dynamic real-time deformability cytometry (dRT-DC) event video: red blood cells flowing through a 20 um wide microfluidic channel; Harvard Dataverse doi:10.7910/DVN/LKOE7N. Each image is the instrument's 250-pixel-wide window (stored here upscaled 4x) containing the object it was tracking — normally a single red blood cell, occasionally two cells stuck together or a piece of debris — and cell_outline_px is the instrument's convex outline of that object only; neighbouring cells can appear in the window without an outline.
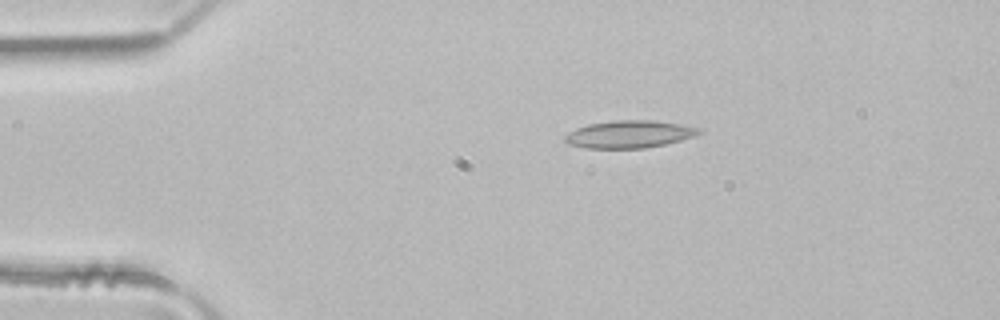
{"species": "common noctule bat (a hibernating species)", "species_latin": "Nyctalus noctula", "temperature_condition": "room temperature", "stored_images_in_passage": 2, "camera_frame_rate_fps": 3000, "um_per_image_px": 0.085, "animal": {"sex": "male", "body_mass_g": 21.5, "forearm_length_mm": 52.0}, "frame": {"image": 1, "passage_image": 1, "time_ms": 0.0, "image_size_px": [1000, 320], "cell_outline_px": [[700, 132], [692, 136], [680, 140], [664, 144], [644, 148], [584, 148], [568, 144], [564, 140], [564, 136], [568, 132], [576, 128], [588, 124], [612, 120], [656, 120], [680, 124], [700, 128]], "centroid_in_image_um": [53.42, 11.4], "position_along_channel_um": 31.6, "area_um2": 21.39}}